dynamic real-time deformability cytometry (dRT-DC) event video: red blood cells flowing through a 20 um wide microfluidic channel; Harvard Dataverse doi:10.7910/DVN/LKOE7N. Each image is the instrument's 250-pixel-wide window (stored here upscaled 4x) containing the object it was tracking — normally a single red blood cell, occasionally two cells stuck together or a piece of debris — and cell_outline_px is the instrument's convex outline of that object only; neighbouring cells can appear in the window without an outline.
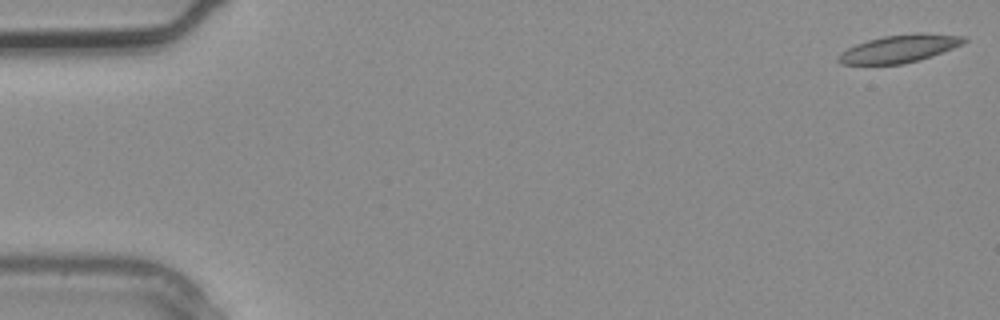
{"species": "common noctule bat (a hibernating species)", "species_latin": "Nyctalus noctula", "temperature_condition": "warm", "stored_images_in_passage": 4, "camera_frame_rate_fps": 3000, "um_per_image_px": 0.085, "animal": {"sex": "male", "body_mass_g": 20.4}, "frame": {"image": 1, "passage_image": 1, "time_ms": 0.0, "image_size_px": [1000, 320], "cell_outline_px": [[968, 40], [964, 44], [920, 60], [904, 64], [840, 64], [836, 60], [836, 56], [840, 52], [856, 44], [868, 40], [884, 36], [968, 36]], "centroid_in_image_um": [76.34, 4.2], "position_along_channel_um": 8.7, "area_um2": 19.31}}